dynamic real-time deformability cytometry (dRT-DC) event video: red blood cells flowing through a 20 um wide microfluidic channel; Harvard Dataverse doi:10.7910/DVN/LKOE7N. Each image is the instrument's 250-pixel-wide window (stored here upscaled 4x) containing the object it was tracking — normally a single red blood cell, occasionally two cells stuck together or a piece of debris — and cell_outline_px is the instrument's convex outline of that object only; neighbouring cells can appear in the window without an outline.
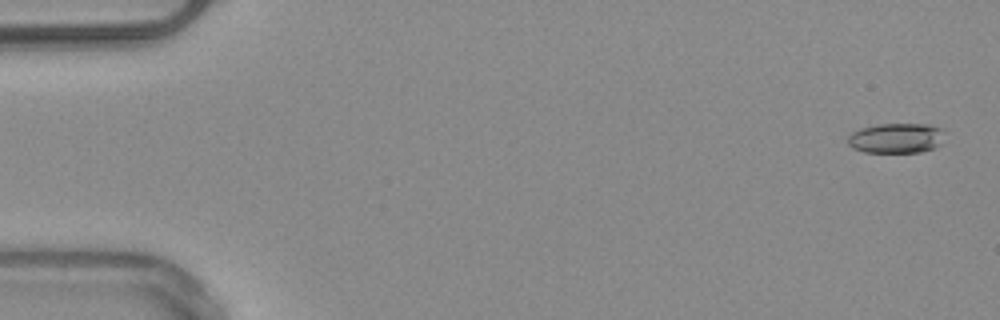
{"species": "common noctule bat (a hibernating species)", "species_latin": "Nyctalus noctula", "temperature_condition": "warm", "stored_images_in_passage": 8, "camera_frame_rate_fps": 3000, "um_per_image_px": 0.085, "animal": {"sex": "male", "body_mass_g": 20.4}, "frame": {"image": 1, "passage_image": 1, "time_ms": 0.0, "image_size_px": [1000, 320], "cell_outline_px": [[940, 144], [932, 148], [920, 152], [864, 152], [852, 148], [848, 144], [848, 136], [852, 132], [860, 128], [880, 124], [928, 124], [940, 128]], "centroid_in_image_um": [76.09, 11.74], "position_along_channel_um": 8.9, "area_um2": 16.65}}
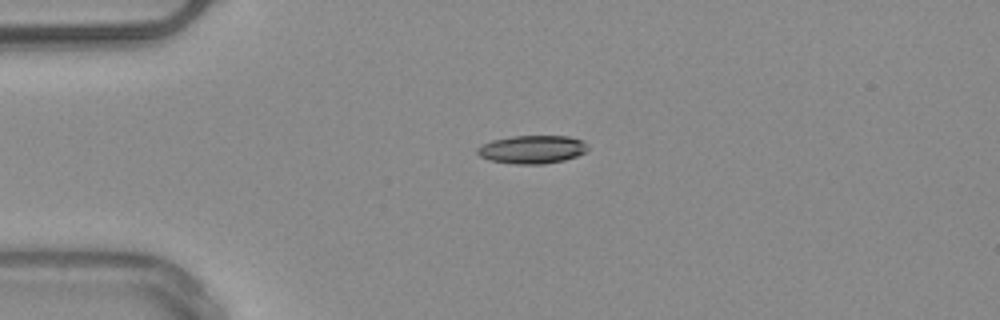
{"frame": {"image": 2, "passage_image": 4, "time_ms": 3.667, "image_size_px": [1000, 320], "cell_outline_px": [[588, 148], [584, 152], [576, 156], [564, 160], [544, 164], [516, 164], [488, 160], [480, 156], [476, 152], [476, 148], [492, 140], [512, 136], [568, 136], [584, 140]], "centroid_in_image_um": [45.23, 12.7], "position_along_channel_um": 39.8, "area_um2": 18.15}}
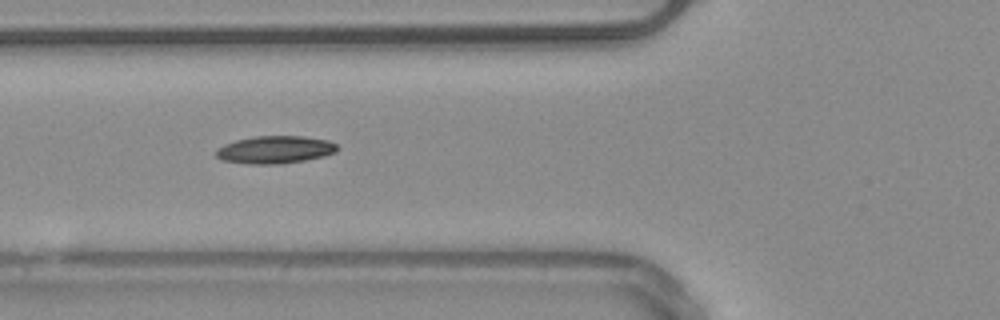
{"frame": {"image": 3, "passage_image": 6, "time_ms": 6.0, "image_size_px": [1000, 320], "cell_outline_px": [[340, 148], [336, 152], [324, 156], [304, 160], [280, 164], [248, 164], [224, 160], [216, 156], [216, 148], [224, 144], [236, 140], [252, 136], [304, 136], [328, 140], [336, 144]], "centroid_in_image_um": [23.39, 12.72], "position_along_channel_um": 102.4, "area_um2": 19.59}}